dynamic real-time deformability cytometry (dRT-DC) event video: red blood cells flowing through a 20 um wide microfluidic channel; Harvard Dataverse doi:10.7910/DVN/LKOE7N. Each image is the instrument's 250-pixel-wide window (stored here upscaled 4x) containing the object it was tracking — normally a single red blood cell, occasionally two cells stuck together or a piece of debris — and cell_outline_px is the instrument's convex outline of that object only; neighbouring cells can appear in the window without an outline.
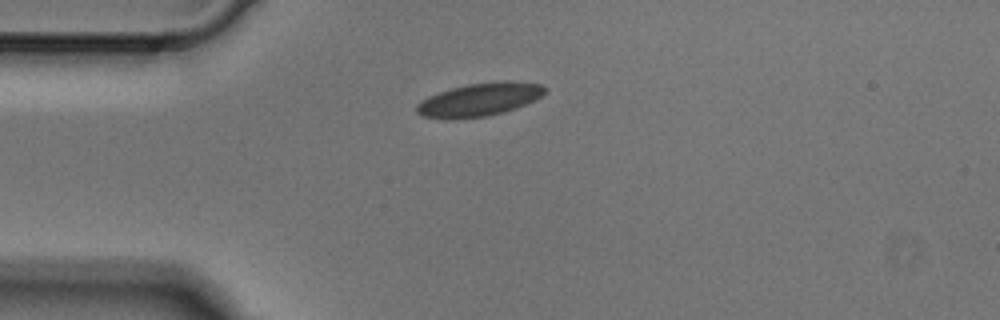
{"species": "Egyptian fruit bat (a non-hibernating species)", "species_latin": "Rousettus aegyptiacus", "temperature_condition": "cold", "stored_images_in_passage": 5, "camera_frame_rate_fps": 3000, "um_per_image_px": 0.085, "animal": {"sex": "male"}, "frame": {"image": 1, "passage_image": 5, "time_ms": 1.333, "image_size_px": [1000, 320], "cell_outline_px": [[548, 88], [540, 96], [516, 108], [504, 112], [488, 116], [452, 120], [448, 120], [420, 116], [416, 112], [416, 104], [420, 100], [428, 96], [452, 88], [468, 84], [496, 80], [504, 80], [540, 84]], "centroid_in_image_um": [40.68, 8.48], "position_along_channel_um": 44.3, "area_um2": 25.03}}